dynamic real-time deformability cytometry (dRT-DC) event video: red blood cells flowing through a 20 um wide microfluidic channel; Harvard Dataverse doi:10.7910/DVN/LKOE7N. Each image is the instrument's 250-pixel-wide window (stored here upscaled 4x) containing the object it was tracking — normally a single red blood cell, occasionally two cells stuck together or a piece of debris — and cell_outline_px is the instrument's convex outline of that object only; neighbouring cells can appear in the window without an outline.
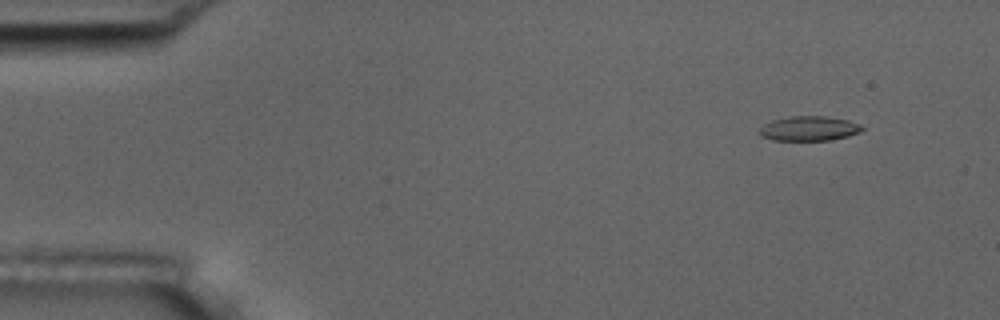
{"species": "common noctule bat (a hibernating species)", "species_latin": "Nyctalus noctula", "temperature_condition": "room temperature", "stored_images_in_passage": 4, "camera_frame_rate_fps": 3000, "um_per_image_px": 0.085, "animal": {"sex": "male", "body_mass_g": 17.5, "forearm_length_mm": 52.3}, "frame": {"image": 1, "passage_image": 1, "time_ms": 0.0, "image_size_px": [1000, 320], "cell_outline_px": [[864, 128], [860, 132], [848, 136], [828, 140], [772, 140], [760, 136], [760, 128], [764, 124], [772, 120], [792, 116], [824, 116], [848, 120], [860, 124]], "centroid_in_image_um": [68.77, 10.92], "position_along_channel_um": 16.2, "area_um2": 14.68}}
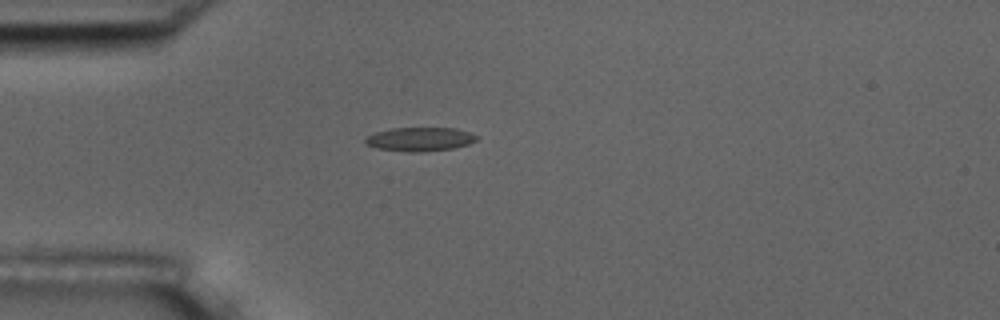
{"frame": {"image": 2, "passage_image": 4, "time_ms": 3.333, "image_size_px": [1000, 320], "cell_outline_px": [[480, 136], [476, 140], [468, 144], [452, 148], [412, 152], [408, 152], [376, 148], [364, 144], [364, 140], [368, 136], [376, 132], [392, 128], [456, 128]], "centroid_in_image_um": [35.67, 11.82], "position_along_channel_um": 49.3, "area_um2": 15.32}}